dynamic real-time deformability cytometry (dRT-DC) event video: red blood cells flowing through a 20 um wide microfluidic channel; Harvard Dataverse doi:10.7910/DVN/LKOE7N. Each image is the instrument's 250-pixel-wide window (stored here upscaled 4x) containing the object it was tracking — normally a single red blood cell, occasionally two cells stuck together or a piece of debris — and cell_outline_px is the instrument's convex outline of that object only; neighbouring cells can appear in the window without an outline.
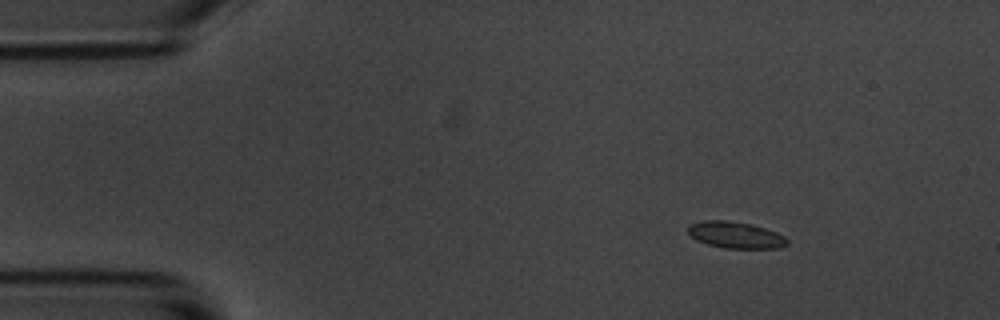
{"species": "common noctule bat (a hibernating species)", "species_latin": "Nyctalus noctula", "temperature_condition": "room temperature", "stored_images_in_passage": 8, "camera_frame_rate_fps": 3000, "um_per_image_px": 0.085, "animal": {"sex": "male", "body_mass_g": 20.1, "forearm_length_mm": 53.5}, "frame": {"image": 1, "passage_image": 2, "time_ms": 1.333, "image_size_px": [1000, 320], "cell_outline_px": [[788, 244], [780, 248], [724, 248], [708, 244], [696, 240], [688, 232], [688, 224], [704, 220], [728, 220], [752, 224], [776, 232], [784, 236], [788, 240]], "centroid_in_image_um": [62.52, 19.96], "position_along_channel_um": 22.5, "area_um2": 15.37}}
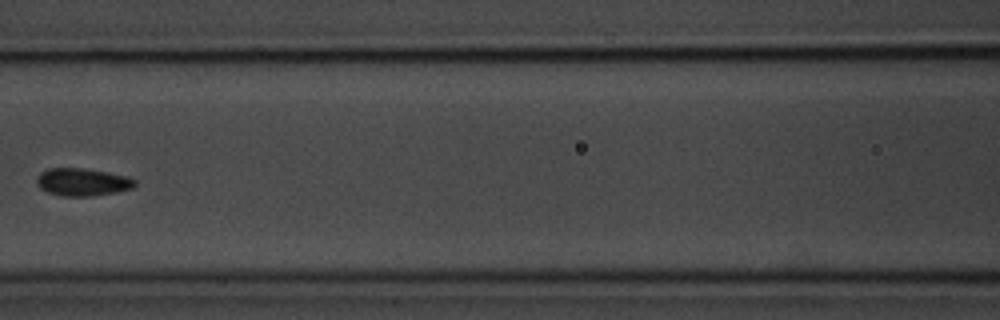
{"frame": {"image": 2, "passage_image": 7, "time_ms": 7.0, "image_size_px": [1000, 320], "cell_outline_px": [[136, 184], [132, 188], [116, 192], [92, 196], [60, 196], [48, 192], [40, 188], [36, 184], [36, 180], [40, 172], [48, 168], [80, 168], [128, 176], [136, 180]], "centroid_in_image_um": [6.98, 15.48], "position_along_channel_um": 159.6, "area_um2": 15.78}}
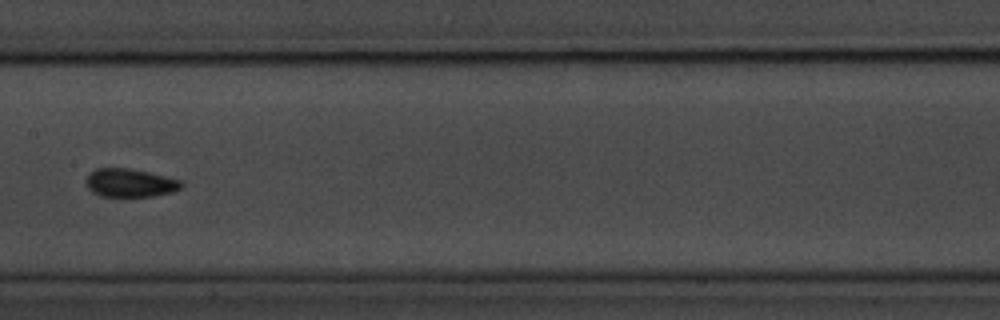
{"frame": {"image": 3, "passage_image": 8, "time_ms": 8.0, "image_size_px": [1000, 320], "cell_outline_px": [[184, 184], [180, 188], [172, 192], [152, 196], [100, 196], [92, 192], [88, 188], [88, 172], [96, 168], [128, 168], [148, 172], [180, 180]], "centroid_in_image_um": [11.04, 15.54], "position_along_channel_um": 196.4, "area_um2": 15.55}}